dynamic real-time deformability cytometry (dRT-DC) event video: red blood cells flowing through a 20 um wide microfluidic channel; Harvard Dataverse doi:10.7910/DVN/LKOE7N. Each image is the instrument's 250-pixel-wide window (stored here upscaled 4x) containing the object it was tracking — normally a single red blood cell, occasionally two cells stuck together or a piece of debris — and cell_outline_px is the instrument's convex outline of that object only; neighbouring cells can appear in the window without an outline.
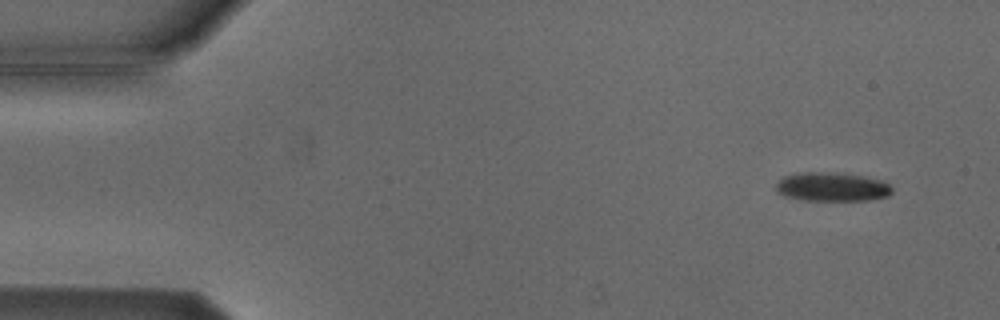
{"species": "Egyptian fruit bat (a non-hibernating species)", "species_latin": "Rousettus aegyptiacus", "temperature_condition": "cold", "stored_images_in_passage": 5, "camera_frame_rate_fps": 3000, "um_per_image_px": 0.085, "animal": {"sex": "male"}, "frame": {"image": 1, "passage_image": 1, "time_ms": 0.0, "image_size_px": [1000, 320], "cell_outline_px": [[892, 192], [888, 196], [872, 200], [804, 200], [784, 196], [776, 192], [776, 180], [784, 176], [804, 172], [836, 172], [864, 176], [884, 180], [892, 188]], "centroid_in_image_um": [70.72, 15.87], "position_along_channel_um": 14.3, "area_um2": 19.83}}